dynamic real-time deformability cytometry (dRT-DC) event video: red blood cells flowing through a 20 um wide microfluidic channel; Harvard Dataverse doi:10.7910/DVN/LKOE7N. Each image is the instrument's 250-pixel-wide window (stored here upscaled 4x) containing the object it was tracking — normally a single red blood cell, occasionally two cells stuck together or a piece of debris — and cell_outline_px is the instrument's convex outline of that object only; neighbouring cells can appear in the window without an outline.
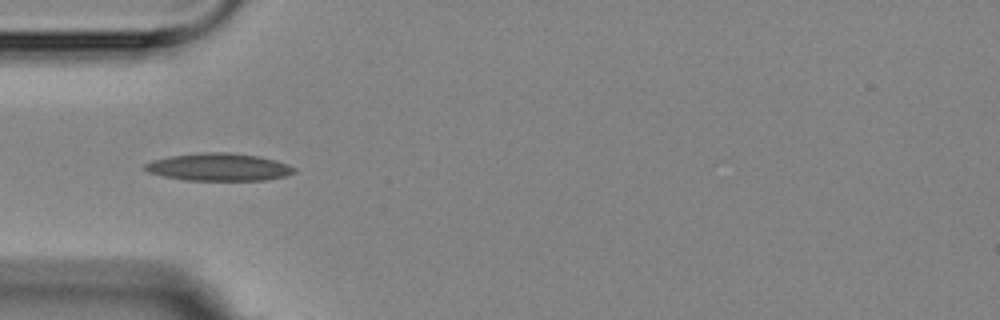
{"species": "Egyptian fruit bat (a non-hibernating species)", "species_latin": "Rousettus aegyptiacus", "temperature_condition": "room temperature", "stored_images_in_passage": 8, "camera_frame_rate_fps": 3000, "um_per_image_px": 0.085, "animal": {"sex": "female"}, "frame": {"image": 1, "passage_image": 2, "time_ms": 1.333, "image_size_px": [1000, 320], "cell_outline_px": [[296, 172], [288, 176], [264, 180], [184, 180], [164, 176], [148, 172], [144, 168], [144, 164], [152, 160], [172, 156], [204, 152], [228, 152], [256, 156], [276, 160], [288, 164], [296, 168]], "centroid_in_image_um": [18.63, 14.2], "position_along_channel_um": 66.4, "area_um2": 23.93}}
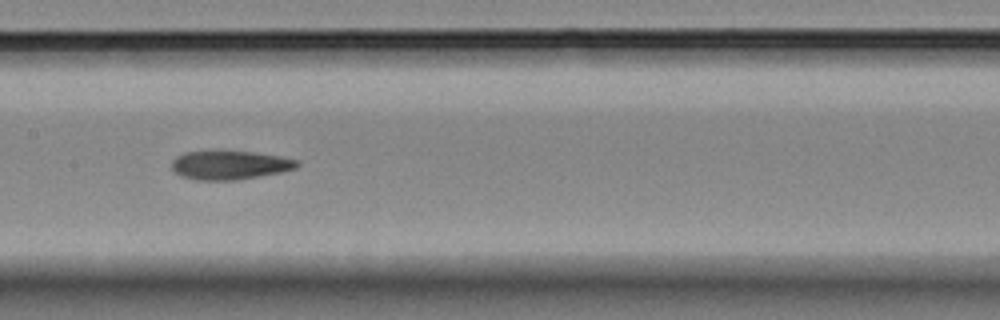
{"frame": {"image": 2, "passage_image": 5, "time_ms": 4.667, "image_size_px": [1000, 320], "cell_outline_px": [[300, 164], [296, 168], [280, 172], [236, 180], [196, 180], [180, 176], [172, 168], [172, 160], [176, 156], [184, 152], [252, 152], [280, 156], [300, 160]], "centroid_in_image_um": [19.54, 14.04], "position_along_channel_um": 187.9, "area_um2": 20.81}}
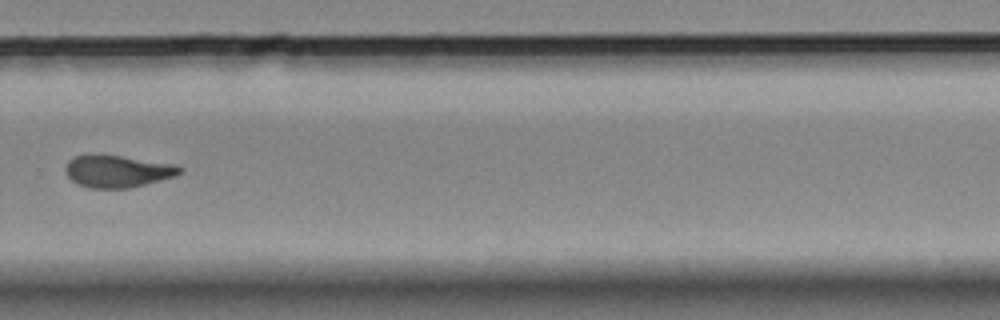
{"frame": {"image": 3, "passage_image": 8, "time_ms": 8.333, "image_size_px": [1000, 320], "cell_outline_px": [[184, 172], [176, 176], [132, 188], [92, 188], [76, 184], [68, 176], [64, 168], [64, 164], [72, 156], [88, 152], [92, 152], [176, 164], [184, 168]], "centroid_in_image_um": [9.96, 14.53], "position_along_channel_um": 319.8, "area_um2": 22.2}}